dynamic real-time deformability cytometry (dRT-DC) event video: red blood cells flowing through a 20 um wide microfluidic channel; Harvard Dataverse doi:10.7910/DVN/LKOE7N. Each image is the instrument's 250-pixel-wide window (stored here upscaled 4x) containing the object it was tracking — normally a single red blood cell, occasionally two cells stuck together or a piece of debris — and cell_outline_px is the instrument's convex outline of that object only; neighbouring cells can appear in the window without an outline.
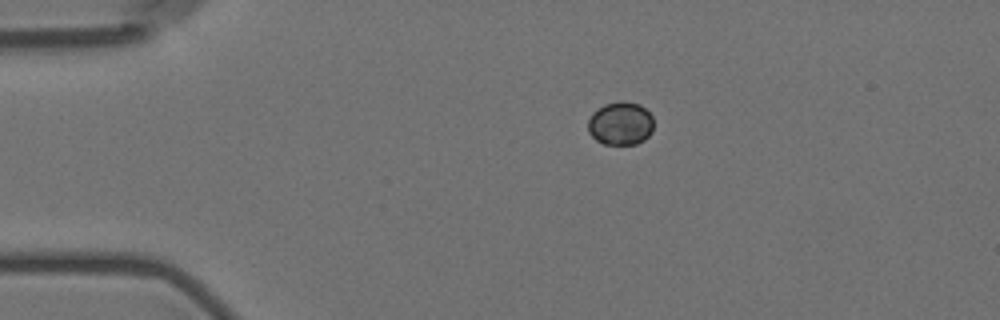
{"species": "Egyptian fruit bat (a non-hibernating species)", "species_latin": "Rousettus aegyptiacus", "temperature_condition": "room temperature", "stored_images_in_passage": 3, "camera_frame_rate_fps": 3000, "um_per_image_px": 0.085, "animal": {"sex": "female"}, "frame": {"image": 1, "passage_image": 3, "time_ms": 3.333, "image_size_px": [1000, 320], "cell_outline_px": [[652, 132], [644, 140], [636, 144], [604, 144], [596, 140], [588, 132], [588, 120], [592, 112], [596, 108], [604, 104], [620, 100], [624, 100], [640, 104], [652, 116]], "centroid_in_image_um": [52.72, 10.47], "position_along_channel_um": 32.3, "area_um2": 16.76}}